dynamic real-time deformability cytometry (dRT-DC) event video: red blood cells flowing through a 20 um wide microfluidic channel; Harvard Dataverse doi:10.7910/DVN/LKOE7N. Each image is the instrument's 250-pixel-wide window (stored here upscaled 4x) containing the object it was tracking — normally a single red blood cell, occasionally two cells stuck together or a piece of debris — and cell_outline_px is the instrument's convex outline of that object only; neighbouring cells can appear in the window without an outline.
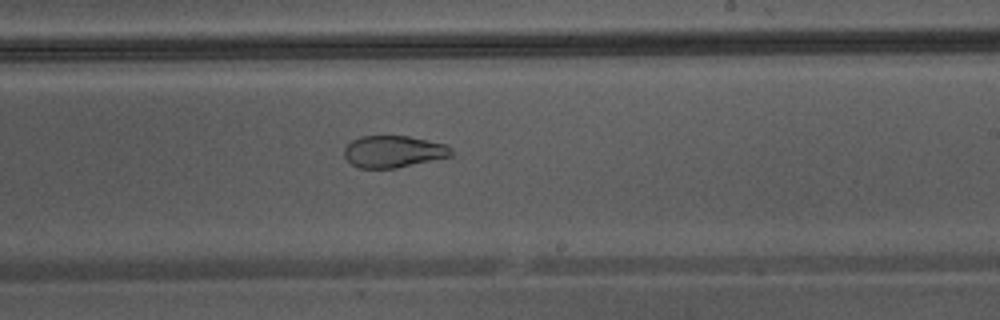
{"species": "Egyptian fruit bat (a non-hibernating species)", "species_latin": "Rousettus aegyptiacus", "temperature_condition": "warm", "stored_images_in_passage": 41, "camera_frame_rate_fps": 3000, "um_per_image_px": 0.085, "animal": {"sex": "male"}, "frame": {"image": 1, "passage_image": 24, "time_ms": 7.667, "image_size_px": [1000, 320], "cell_outline_px": [[452, 156], [396, 168], [360, 168], [352, 164], [344, 156], [344, 148], [352, 140], [360, 136], [408, 136], [448, 144], [452, 148]], "centroid_in_image_um": [33.46, 12.87], "position_along_channel_um": 255.5, "area_um2": 19.94}}
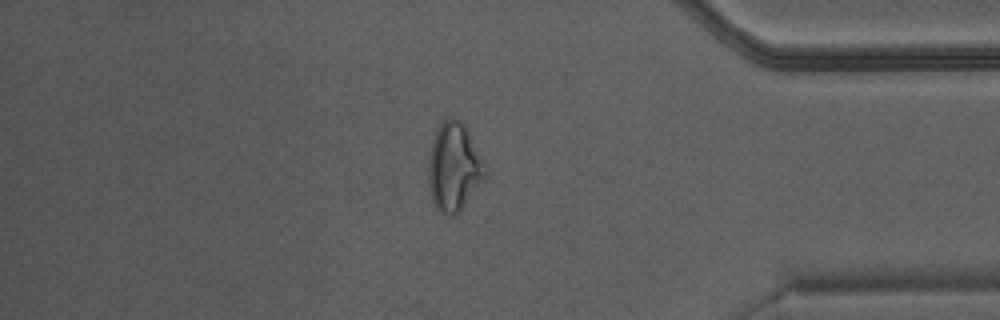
{"frame": {"image": 2, "passage_image": 35, "time_ms": 11.333, "image_size_px": [1000, 320], "cell_outline_px": [[488, 172], [460, 212], [452, 216], [440, 212], [436, 208], [432, 200], [428, 184], [428, 160], [432, 140], [436, 128], [440, 120], [452, 116], [460, 120], [464, 124], [484, 160]], "centroid_in_image_um": [38.57, 14.16], "position_along_channel_um": 396.6, "area_um2": 29.59}}